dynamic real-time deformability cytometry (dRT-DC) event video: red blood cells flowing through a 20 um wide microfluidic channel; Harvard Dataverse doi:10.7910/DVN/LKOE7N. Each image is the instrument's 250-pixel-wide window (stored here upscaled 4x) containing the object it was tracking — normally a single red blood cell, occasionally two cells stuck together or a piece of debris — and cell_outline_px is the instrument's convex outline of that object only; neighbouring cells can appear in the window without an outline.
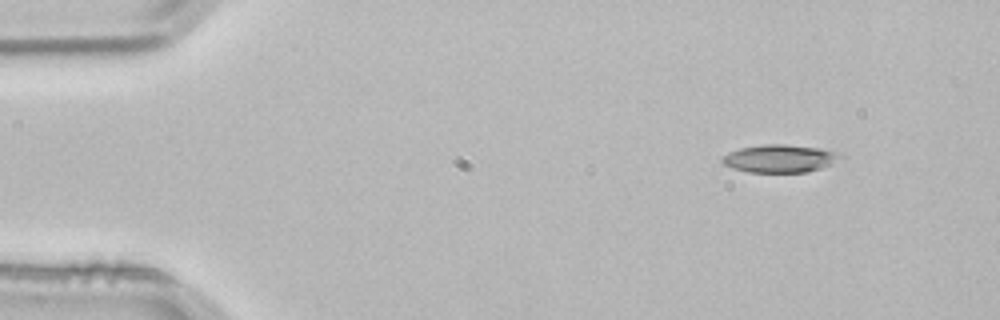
{"species": "common noctule bat (a hibernating species)", "species_latin": "Nyctalus noctula", "temperature_condition": "room temperature", "stored_images_in_passage": 3, "camera_frame_rate_fps": 3000, "um_per_image_px": 0.085, "animal": {"sex": "male", "body_mass_g": 21.5, "forearm_length_mm": 52.0}, "frame": {"image": 1, "passage_image": 1, "time_ms": 0.0, "image_size_px": [1000, 320], "cell_outline_px": [[844, 156], [820, 168], [808, 172], [748, 172], [732, 168], [724, 164], [720, 160], [728, 152], [740, 148], [764, 144], [784, 144], [820, 148], [840, 152]], "centroid_in_image_um": [66.26, 13.47], "position_along_channel_um": 18.7, "area_um2": 19.07}}